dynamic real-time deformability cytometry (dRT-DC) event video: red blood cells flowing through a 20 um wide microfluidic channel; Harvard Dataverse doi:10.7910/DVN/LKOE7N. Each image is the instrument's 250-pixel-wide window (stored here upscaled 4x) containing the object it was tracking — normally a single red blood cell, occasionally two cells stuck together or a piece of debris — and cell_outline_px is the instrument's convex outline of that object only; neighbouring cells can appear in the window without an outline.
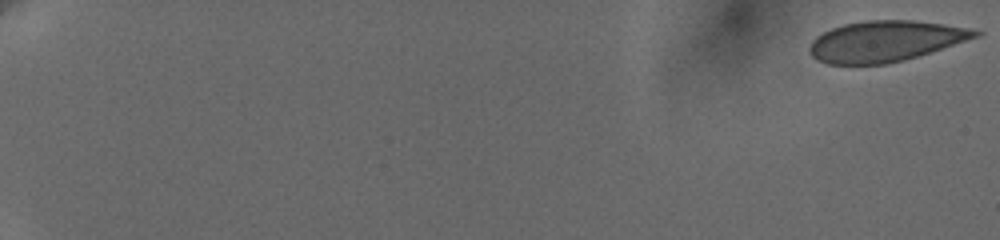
{"species": "human", "species_latin": "Homo sapiens", "temperature_condition": "cold", "stored_images_in_passage": 50, "camera_frame_rate_fps": 3000, "um_per_image_px": 0.085, "donor": {"sex": "female"}, "frame": {"image": 1, "passage_image": 1, "time_ms": 0.0, "image_size_px": [1000, 240], "cell_outline_px": [[984, 32], [980, 36], [904, 60], [884, 64], [828, 64], [816, 60], [808, 52], [808, 48], [812, 40], [816, 36], [832, 28], [844, 24], [864, 20], [912, 20], [968, 28]], "centroid_in_image_um": [75.2, 3.5], "position_along_channel_um": 9.8, "area_um2": 39.19}}
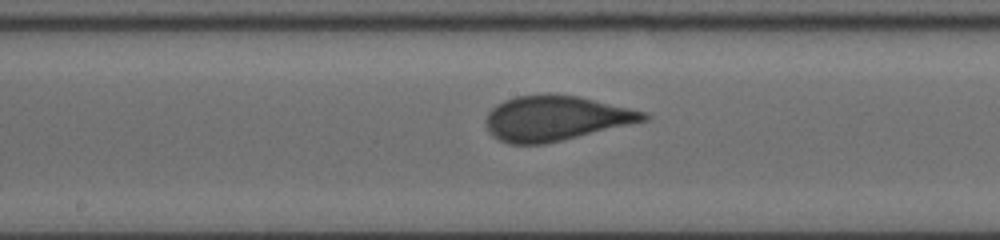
{"frame": {"image": 2, "passage_image": 32, "time_ms": 11.333, "image_size_px": [1000, 240], "cell_outline_px": [[648, 120], [544, 144], [512, 144], [500, 140], [492, 136], [488, 132], [484, 120], [488, 112], [496, 104], [504, 100], [516, 96], [548, 92], [576, 96], [648, 112]], "centroid_in_image_um": [47.18, 10.03], "position_along_channel_um": 201.0, "area_um2": 41.44}}
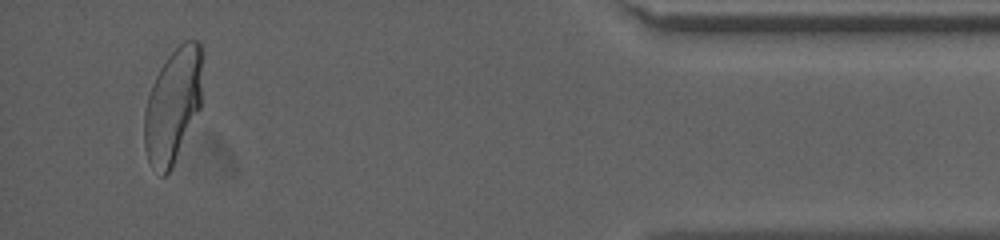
{"frame": {"image": 3, "passage_image": 49, "time_ms": 18.667, "image_size_px": [1000, 240], "cell_outline_px": [[200, 108], [172, 168], [164, 176], [160, 176], [148, 164], [144, 148], [144, 112], [148, 96], [152, 84], [160, 68], [168, 56], [184, 40], [200, 40]], "centroid_in_image_um": [14.65, 9.03], "position_along_channel_um": 420.5, "area_um2": 38.44}}